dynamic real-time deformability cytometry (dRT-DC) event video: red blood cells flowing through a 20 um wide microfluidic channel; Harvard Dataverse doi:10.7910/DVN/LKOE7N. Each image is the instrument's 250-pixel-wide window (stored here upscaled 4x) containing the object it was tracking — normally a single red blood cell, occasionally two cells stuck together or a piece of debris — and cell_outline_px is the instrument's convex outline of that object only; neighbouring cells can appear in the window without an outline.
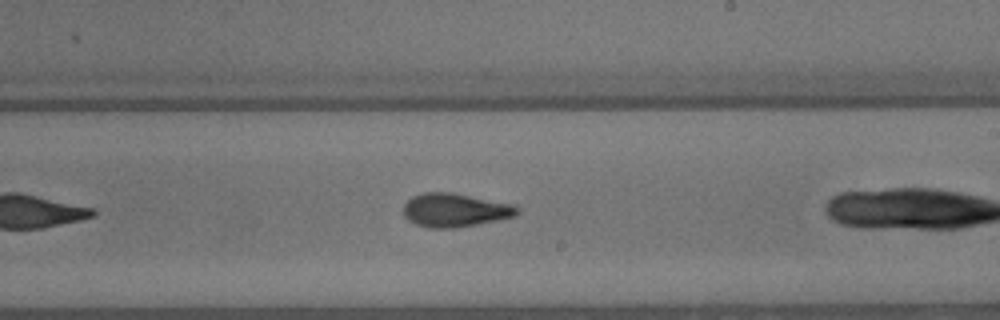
{"species": "common noctule bat (a hibernating species)", "species_latin": "Nyctalus noctula", "temperature_condition": "warm", "stored_images_in_passage": 14, "camera_frame_rate_fps": 3000, "um_per_image_px": 0.085, "animal": {"sex": "male", "body_mass_g": 13.3}, "frame": {"image": 1, "passage_image": 10, "time_ms": 3.0, "image_size_px": [1000, 320], "cell_outline_px": [[520, 212], [516, 216], [456, 228], [432, 228], [416, 224], [408, 220], [404, 216], [404, 204], [412, 196], [424, 192], [452, 192], [516, 204], [520, 208]], "centroid_in_image_um": [38.71, 17.85], "position_along_channel_um": 250.3, "area_um2": 22.48}}